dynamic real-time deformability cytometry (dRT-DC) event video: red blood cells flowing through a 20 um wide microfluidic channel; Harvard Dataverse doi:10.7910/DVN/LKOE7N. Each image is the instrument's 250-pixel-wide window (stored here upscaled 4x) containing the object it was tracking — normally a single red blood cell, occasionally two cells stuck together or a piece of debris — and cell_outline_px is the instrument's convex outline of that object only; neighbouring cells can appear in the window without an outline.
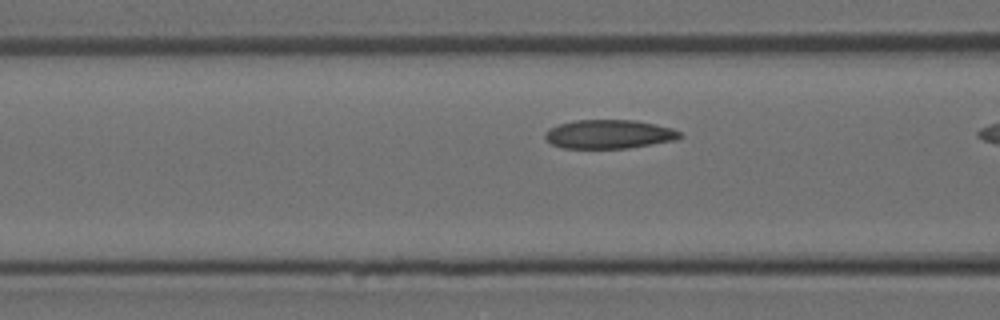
{"species": "Egyptian fruit bat (a non-hibernating species)", "species_latin": "Rousettus aegyptiacus", "temperature_condition": "room temperature", "stored_images_in_passage": 6, "camera_frame_rate_fps": 3000, "um_per_image_px": 0.085, "animal": {"sex": "female"}, "frame": {"image": 1, "passage_image": 5, "time_ms": 1.333, "image_size_px": [1000, 320], "cell_outline_px": [[680, 136], [676, 140], [628, 148], [560, 148], [552, 144], [544, 136], [544, 132], [548, 128], [572, 120], [636, 120], [656, 124], [672, 128], [680, 132]], "centroid_in_image_um": [51.74, 11.4], "position_along_channel_um": 114.9, "area_um2": 22.72}}